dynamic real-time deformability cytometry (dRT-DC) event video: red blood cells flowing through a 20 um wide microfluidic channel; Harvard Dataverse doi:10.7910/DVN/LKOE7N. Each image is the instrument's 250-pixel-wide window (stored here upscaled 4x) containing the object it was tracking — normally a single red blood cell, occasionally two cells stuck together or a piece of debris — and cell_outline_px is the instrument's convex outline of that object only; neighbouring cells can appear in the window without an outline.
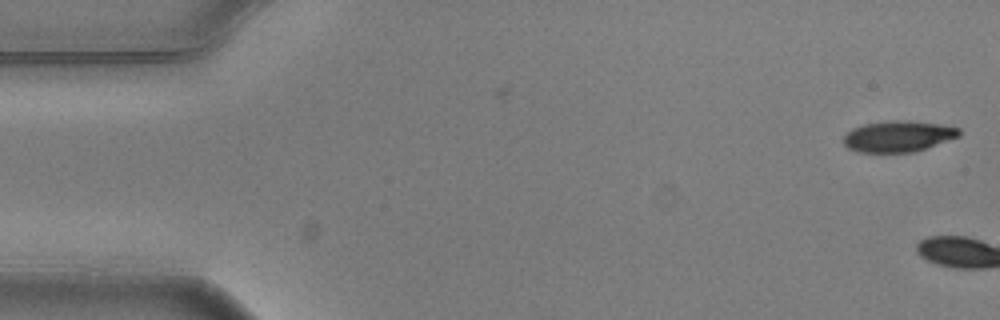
{"species": "common noctule bat (a hibernating species)", "species_latin": "Nyctalus noctula", "temperature_condition": "warm", "stored_images_in_passage": 6, "camera_frame_rate_fps": 3000, "um_per_image_px": 0.085, "animal": {"sex": "male", "body_mass_g": 20.5, "forearm_length_mm": 52.5}, "frame": {"image": 1, "passage_image": 1, "time_ms": 0.0, "image_size_px": [1000, 320], "cell_outline_px": [[960, 136], [912, 152], [860, 152], [848, 148], [844, 144], [844, 136], [852, 128], [864, 124], [888, 120], [904, 120], [940, 124], [960, 128]], "centroid_in_image_um": [76.33, 11.57], "position_along_channel_um": 8.7, "area_um2": 20.75}}
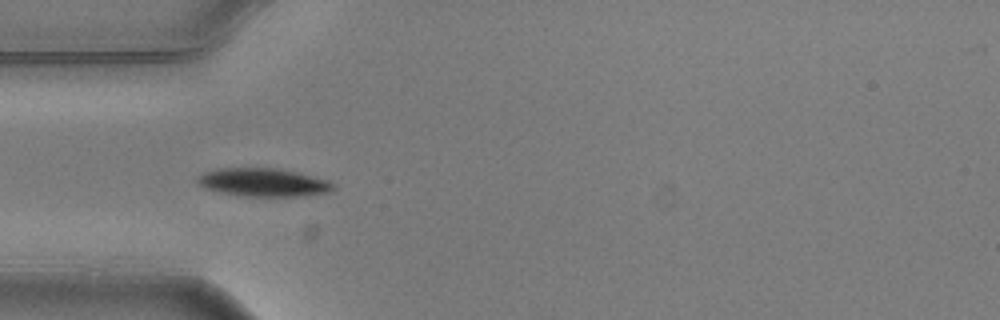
{"frame": {"image": 2, "passage_image": 5, "time_ms": 1.333, "image_size_px": [1000, 320], "cell_outline_px": [[336, 188], [332, 192], [308, 196], [244, 196], [220, 192], [204, 188], [196, 184], [196, 176], [204, 172], [216, 168], [280, 168], [328, 180], [336, 184]], "centroid_in_image_um": [22.39, 15.5], "position_along_channel_um": 62.6, "area_um2": 22.77}}
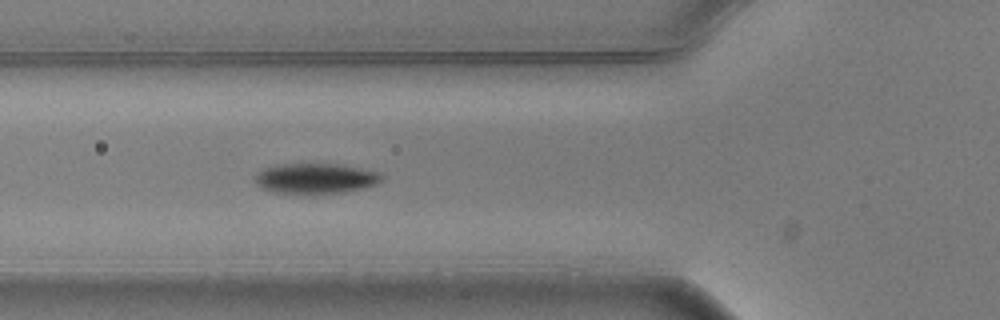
{"frame": {"image": 3, "passage_image": 6, "time_ms": 1.667, "image_size_px": [1000, 320], "cell_outline_px": [[384, 180], [376, 184], [364, 188], [344, 192], [272, 192], [260, 188], [256, 184], [252, 176], [256, 172], [264, 168], [276, 164], [340, 164], [380, 172], [384, 176]], "centroid_in_image_um": [26.8, 15.14], "position_along_channel_um": 99.0, "area_um2": 22.37}}